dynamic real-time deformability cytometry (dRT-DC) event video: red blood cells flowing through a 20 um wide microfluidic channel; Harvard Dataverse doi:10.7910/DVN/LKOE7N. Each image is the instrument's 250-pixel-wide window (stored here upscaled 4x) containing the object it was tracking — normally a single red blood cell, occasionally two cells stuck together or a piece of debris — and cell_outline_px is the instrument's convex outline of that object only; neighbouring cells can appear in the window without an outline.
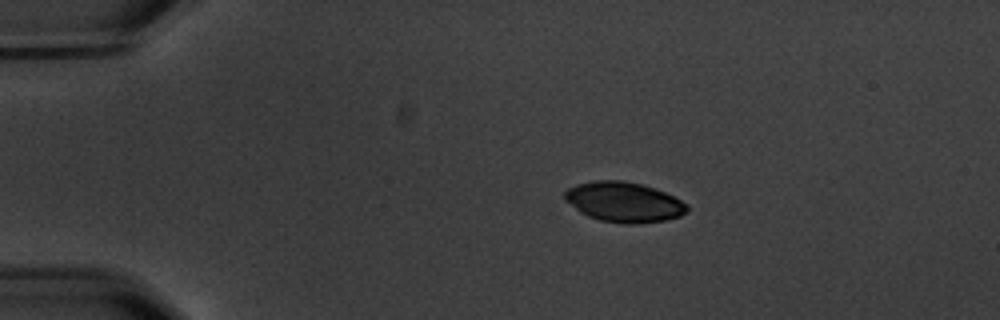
{"species": "common noctule bat (a hibernating species)", "species_latin": "Nyctalus noctula", "temperature_condition": "warm", "stored_images_in_passage": 5, "camera_frame_rate_fps": 3000, "um_per_image_px": 0.085, "animal": {"sex": "male", "body_mass_g": 20.1, "forearm_length_mm": 53.5}, "frame": {"image": 1, "passage_image": 3, "time_ms": 3.333, "image_size_px": [1000, 320], "cell_outline_px": [[688, 212], [680, 216], [664, 220], [640, 224], [624, 224], [600, 220], [588, 216], [580, 212], [564, 200], [564, 192], [568, 188], [576, 184], [596, 180], [620, 180], [644, 184], [656, 188], [688, 204]], "centroid_in_image_um": [53.03, 17.17], "position_along_channel_um": 32.0, "area_um2": 28.78}}